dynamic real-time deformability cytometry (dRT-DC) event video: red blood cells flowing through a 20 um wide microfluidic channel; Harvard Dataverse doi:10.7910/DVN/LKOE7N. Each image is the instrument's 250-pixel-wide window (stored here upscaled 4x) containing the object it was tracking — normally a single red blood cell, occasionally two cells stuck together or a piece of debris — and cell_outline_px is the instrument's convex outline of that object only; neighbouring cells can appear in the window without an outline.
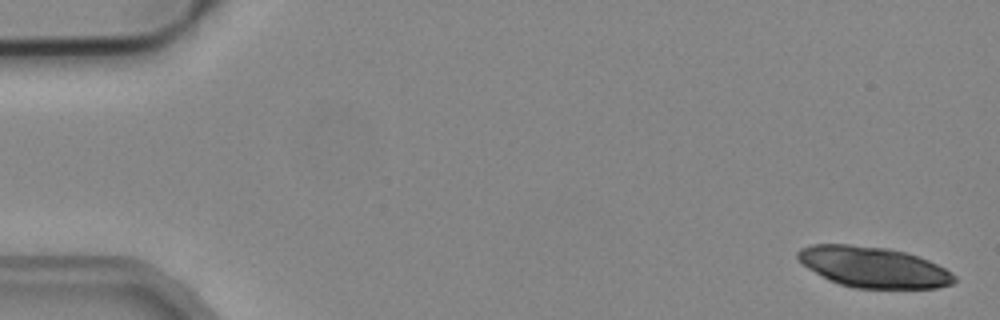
{"species": "common noctule bat (a hibernating species)", "species_latin": "Nyctalus noctula", "temperature_condition": "cold", "stored_images_in_passage": 17, "camera_frame_rate_fps": 3000, "um_per_image_px": 0.085, "animal": {"sex": "male", "body_mass_g": 19.2, "forearm_length_mm": 51.8}, "frame": {"image": 1, "passage_image": 1, "time_ms": 0.0, "image_size_px": [1000, 320], "cell_outline_px": [[948, 280], [944, 284], [924, 288], [876, 288], [848, 284], [836, 280], [820, 272], [808, 264], [804, 260], [904, 256], [908, 256], [932, 264], [940, 268], [944, 272]], "centroid_in_image_um": [74.97, 23.12], "position_along_channel_um": 10.0, "area_um2": 24.33}}
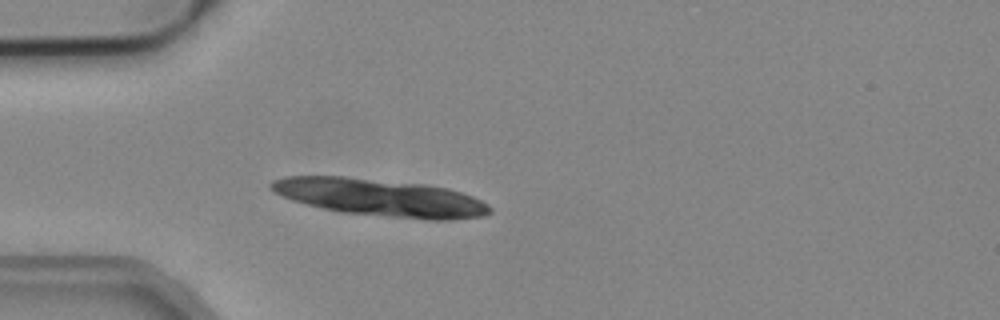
{"frame": {"image": 2, "passage_image": 14, "time_ms": 4.333, "image_size_px": [1000, 320], "cell_outline_px": [[484, 212], [460, 216], [420, 216], [336, 208], [308, 200], [344, 184], [372, 184], [420, 188], [468, 200], [484, 208]], "centroid_in_image_um": [33.71, 17.07], "position_along_channel_um": 51.3, "area_um2": 26.93}}